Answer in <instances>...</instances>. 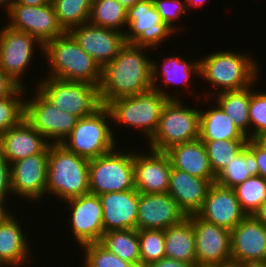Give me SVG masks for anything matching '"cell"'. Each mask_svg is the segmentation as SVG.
Returning <instances> with one entry per match:
<instances>
[{
  "mask_svg": "<svg viewBox=\"0 0 266 267\" xmlns=\"http://www.w3.org/2000/svg\"><path fill=\"white\" fill-rule=\"evenodd\" d=\"M147 49L150 48L126 43L116 58L102 68L99 85L102 106L153 89L152 59L143 53Z\"/></svg>",
  "mask_w": 266,
  "mask_h": 267,
  "instance_id": "obj_1",
  "label": "cell"
},
{
  "mask_svg": "<svg viewBox=\"0 0 266 267\" xmlns=\"http://www.w3.org/2000/svg\"><path fill=\"white\" fill-rule=\"evenodd\" d=\"M43 53L51 72L45 77L100 85L102 68L69 32L47 42Z\"/></svg>",
  "mask_w": 266,
  "mask_h": 267,
  "instance_id": "obj_2",
  "label": "cell"
},
{
  "mask_svg": "<svg viewBox=\"0 0 266 267\" xmlns=\"http://www.w3.org/2000/svg\"><path fill=\"white\" fill-rule=\"evenodd\" d=\"M251 54L232 51H216L202 59L200 63V77L207 80L210 85L220 89L216 92L240 90L256 84L259 67Z\"/></svg>",
  "mask_w": 266,
  "mask_h": 267,
  "instance_id": "obj_3",
  "label": "cell"
},
{
  "mask_svg": "<svg viewBox=\"0 0 266 267\" xmlns=\"http://www.w3.org/2000/svg\"><path fill=\"white\" fill-rule=\"evenodd\" d=\"M46 193L60 200L89 193V160L68 151L62 144H50Z\"/></svg>",
  "mask_w": 266,
  "mask_h": 267,
  "instance_id": "obj_4",
  "label": "cell"
},
{
  "mask_svg": "<svg viewBox=\"0 0 266 267\" xmlns=\"http://www.w3.org/2000/svg\"><path fill=\"white\" fill-rule=\"evenodd\" d=\"M111 113L102 106L93 115L80 118L71 133L60 143L68 151L87 160L95 159L116 148V140L110 127Z\"/></svg>",
  "mask_w": 266,
  "mask_h": 267,
  "instance_id": "obj_5",
  "label": "cell"
},
{
  "mask_svg": "<svg viewBox=\"0 0 266 267\" xmlns=\"http://www.w3.org/2000/svg\"><path fill=\"white\" fill-rule=\"evenodd\" d=\"M200 110L183 105L180 99L165 104L154 135L147 141L149 148L165 152L170 147L199 139Z\"/></svg>",
  "mask_w": 266,
  "mask_h": 267,
  "instance_id": "obj_6",
  "label": "cell"
},
{
  "mask_svg": "<svg viewBox=\"0 0 266 267\" xmlns=\"http://www.w3.org/2000/svg\"><path fill=\"white\" fill-rule=\"evenodd\" d=\"M168 100L160 92L151 89L113 100L106 107L112 116L110 121L129 128L135 127L144 133L148 141L156 132L162 110Z\"/></svg>",
  "mask_w": 266,
  "mask_h": 267,
  "instance_id": "obj_7",
  "label": "cell"
},
{
  "mask_svg": "<svg viewBox=\"0 0 266 267\" xmlns=\"http://www.w3.org/2000/svg\"><path fill=\"white\" fill-rule=\"evenodd\" d=\"M37 89L52 105L76 117L93 115L102 107L99 86L86 82L64 81L44 77Z\"/></svg>",
  "mask_w": 266,
  "mask_h": 267,
  "instance_id": "obj_8",
  "label": "cell"
},
{
  "mask_svg": "<svg viewBox=\"0 0 266 267\" xmlns=\"http://www.w3.org/2000/svg\"><path fill=\"white\" fill-rule=\"evenodd\" d=\"M122 152L114 148L89 160V193L99 196L135 189L133 153Z\"/></svg>",
  "mask_w": 266,
  "mask_h": 267,
  "instance_id": "obj_9",
  "label": "cell"
},
{
  "mask_svg": "<svg viewBox=\"0 0 266 267\" xmlns=\"http://www.w3.org/2000/svg\"><path fill=\"white\" fill-rule=\"evenodd\" d=\"M127 27L125 42L150 50L175 33L161 20L152 0H142L127 9Z\"/></svg>",
  "mask_w": 266,
  "mask_h": 267,
  "instance_id": "obj_10",
  "label": "cell"
},
{
  "mask_svg": "<svg viewBox=\"0 0 266 267\" xmlns=\"http://www.w3.org/2000/svg\"><path fill=\"white\" fill-rule=\"evenodd\" d=\"M34 90H36L35 96L25 99L24 118L42 136L49 139L48 142L60 144L71 133L79 118L59 110L37 89Z\"/></svg>",
  "mask_w": 266,
  "mask_h": 267,
  "instance_id": "obj_11",
  "label": "cell"
},
{
  "mask_svg": "<svg viewBox=\"0 0 266 267\" xmlns=\"http://www.w3.org/2000/svg\"><path fill=\"white\" fill-rule=\"evenodd\" d=\"M3 27L0 30V68L21 87H26L23 73L34 59L35 47L44 52V45L26 32L16 31L7 25Z\"/></svg>",
  "mask_w": 266,
  "mask_h": 267,
  "instance_id": "obj_12",
  "label": "cell"
},
{
  "mask_svg": "<svg viewBox=\"0 0 266 267\" xmlns=\"http://www.w3.org/2000/svg\"><path fill=\"white\" fill-rule=\"evenodd\" d=\"M7 15L10 21L7 26L32 35L43 45L65 33L52 3L39 6L11 4Z\"/></svg>",
  "mask_w": 266,
  "mask_h": 267,
  "instance_id": "obj_13",
  "label": "cell"
},
{
  "mask_svg": "<svg viewBox=\"0 0 266 267\" xmlns=\"http://www.w3.org/2000/svg\"><path fill=\"white\" fill-rule=\"evenodd\" d=\"M196 265L221 266L232 263L231 230L192 215Z\"/></svg>",
  "mask_w": 266,
  "mask_h": 267,
  "instance_id": "obj_14",
  "label": "cell"
},
{
  "mask_svg": "<svg viewBox=\"0 0 266 267\" xmlns=\"http://www.w3.org/2000/svg\"><path fill=\"white\" fill-rule=\"evenodd\" d=\"M231 258L237 265H266V226L253 215L231 230Z\"/></svg>",
  "mask_w": 266,
  "mask_h": 267,
  "instance_id": "obj_15",
  "label": "cell"
},
{
  "mask_svg": "<svg viewBox=\"0 0 266 267\" xmlns=\"http://www.w3.org/2000/svg\"><path fill=\"white\" fill-rule=\"evenodd\" d=\"M71 209L70 230L79 246L100 242L103 234V209L100 197L84 194L65 201Z\"/></svg>",
  "mask_w": 266,
  "mask_h": 267,
  "instance_id": "obj_16",
  "label": "cell"
},
{
  "mask_svg": "<svg viewBox=\"0 0 266 267\" xmlns=\"http://www.w3.org/2000/svg\"><path fill=\"white\" fill-rule=\"evenodd\" d=\"M49 146L39 154L11 163V188L21 199L40 200L46 194Z\"/></svg>",
  "mask_w": 266,
  "mask_h": 267,
  "instance_id": "obj_17",
  "label": "cell"
},
{
  "mask_svg": "<svg viewBox=\"0 0 266 267\" xmlns=\"http://www.w3.org/2000/svg\"><path fill=\"white\" fill-rule=\"evenodd\" d=\"M69 33L101 68L113 61L126 44L123 31L94 26L89 22L74 27Z\"/></svg>",
  "mask_w": 266,
  "mask_h": 267,
  "instance_id": "obj_18",
  "label": "cell"
},
{
  "mask_svg": "<svg viewBox=\"0 0 266 267\" xmlns=\"http://www.w3.org/2000/svg\"><path fill=\"white\" fill-rule=\"evenodd\" d=\"M187 216L166 193H139L137 230H165Z\"/></svg>",
  "mask_w": 266,
  "mask_h": 267,
  "instance_id": "obj_19",
  "label": "cell"
},
{
  "mask_svg": "<svg viewBox=\"0 0 266 267\" xmlns=\"http://www.w3.org/2000/svg\"><path fill=\"white\" fill-rule=\"evenodd\" d=\"M148 152H133L135 189L139 193H166L172 170L170 159L165 152Z\"/></svg>",
  "mask_w": 266,
  "mask_h": 267,
  "instance_id": "obj_20",
  "label": "cell"
},
{
  "mask_svg": "<svg viewBox=\"0 0 266 267\" xmlns=\"http://www.w3.org/2000/svg\"><path fill=\"white\" fill-rule=\"evenodd\" d=\"M197 215L210 223L232 230L247 215L241 208L233 188L212 183Z\"/></svg>",
  "mask_w": 266,
  "mask_h": 267,
  "instance_id": "obj_21",
  "label": "cell"
},
{
  "mask_svg": "<svg viewBox=\"0 0 266 267\" xmlns=\"http://www.w3.org/2000/svg\"><path fill=\"white\" fill-rule=\"evenodd\" d=\"M25 118L0 135V153L11 164L42 153L51 143Z\"/></svg>",
  "mask_w": 266,
  "mask_h": 267,
  "instance_id": "obj_22",
  "label": "cell"
},
{
  "mask_svg": "<svg viewBox=\"0 0 266 267\" xmlns=\"http://www.w3.org/2000/svg\"><path fill=\"white\" fill-rule=\"evenodd\" d=\"M103 209L104 233L137 229L139 192L136 189L99 195Z\"/></svg>",
  "mask_w": 266,
  "mask_h": 267,
  "instance_id": "obj_23",
  "label": "cell"
},
{
  "mask_svg": "<svg viewBox=\"0 0 266 267\" xmlns=\"http://www.w3.org/2000/svg\"><path fill=\"white\" fill-rule=\"evenodd\" d=\"M9 210L0 214V266L22 267L31 258L30 244L20 223Z\"/></svg>",
  "mask_w": 266,
  "mask_h": 267,
  "instance_id": "obj_24",
  "label": "cell"
},
{
  "mask_svg": "<svg viewBox=\"0 0 266 267\" xmlns=\"http://www.w3.org/2000/svg\"><path fill=\"white\" fill-rule=\"evenodd\" d=\"M211 183L207 179L192 176L172 168L168 194L176 201L186 216L197 214L203 206Z\"/></svg>",
  "mask_w": 266,
  "mask_h": 267,
  "instance_id": "obj_25",
  "label": "cell"
},
{
  "mask_svg": "<svg viewBox=\"0 0 266 267\" xmlns=\"http://www.w3.org/2000/svg\"><path fill=\"white\" fill-rule=\"evenodd\" d=\"M172 168L189 173L192 176L207 179L215 183L205 144L200 139L174 145L165 151Z\"/></svg>",
  "mask_w": 266,
  "mask_h": 267,
  "instance_id": "obj_26",
  "label": "cell"
},
{
  "mask_svg": "<svg viewBox=\"0 0 266 267\" xmlns=\"http://www.w3.org/2000/svg\"><path fill=\"white\" fill-rule=\"evenodd\" d=\"M183 57L178 56H169L166 59H164L163 64H156V59L152 60V85L153 89L155 91L160 92L163 94V96L167 97L168 99H179V97H176L174 95H170L167 93L165 90L162 89L160 82H159V87H158V81L160 79L158 78L159 76L161 79L163 78V81L165 83V86L167 87L168 85L172 84H184L189 87L192 83L190 82V77L191 74L193 73L194 76L195 74L198 76L200 75V63L199 59L193 60V62L190 60L188 62L185 59H182ZM197 60V61H196ZM159 65V66H158ZM161 67V72L160 68ZM162 74V75H160ZM172 83V84H171ZM166 92V93H165ZM174 96V97H173Z\"/></svg>",
  "mask_w": 266,
  "mask_h": 267,
  "instance_id": "obj_27",
  "label": "cell"
},
{
  "mask_svg": "<svg viewBox=\"0 0 266 267\" xmlns=\"http://www.w3.org/2000/svg\"><path fill=\"white\" fill-rule=\"evenodd\" d=\"M165 257L196 266L195 233L192 215L164 230Z\"/></svg>",
  "mask_w": 266,
  "mask_h": 267,
  "instance_id": "obj_28",
  "label": "cell"
},
{
  "mask_svg": "<svg viewBox=\"0 0 266 267\" xmlns=\"http://www.w3.org/2000/svg\"><path fill=\"white\" fill-rule=\"evenodd\" d=\"M200 110L199 139L200 140H234L248 139L227 116L222 108Z\"/></svg>",
  "mask_w": 266,
  "mask_h": 267,
  "instance_id": "obj_29",
  "label": "cell"
},
{
  "mask_svg": "<svg viewBox=\"0 0 266 267\" xmlns=\"http://www.w3.org/2000/svg\"><path fill=\"white\" fill-rule=\"evenodd\" d=\"M216 102L235 126L250 139V86L240 90L216 93Z\"/></svg>",
  "mask_w": 266,
  "mask_h": 267,
  "instance_id": "obj_30",
  "label": "cell"
},
{
  "mask_svg": "<svg viewBox=\"0 0 266 267\" xmlns=\"http://www.w3.org/2000/svg\"><path fill=\"white\" fill-rule=\"evenodd\" d=\"M109 252L131 264L141 263L140 242L137 229L105 232L99 242Z\"/></svg>",
  "mask_w": 266,
  "mask_h": 267,
  "instance_id": "obj_31",
  "label": "cell"
},
{
  "mask_svg": "<svg viewBox=\"0 0 266 267\" xmlns=\"http://www.w3.org/2000/svg\"><path fill=\"white\" fill-rule=\"evenodd\" d=\"M258 175V165L255 155L245 146L236 157L227 164L216 176L215 183L234 188L245 182L248 178Z\"/></svg>",
  "mask_w": 266,
  "mask_h": 267,
  "instance_id": "obj_32",
  "label": "cell"
},
{
  "mask_svg": "<svg viewBox=\"0 0 266 267\" xmlns=\"http://www.w3.org/2000/svg\"><path fill=\"white\" fill-rule=\"evenodd\" d=\"M89 23L117 31L127 26V9L117 0H93Z\"/></svg>",
  "mask_w": 266,
  "mask_h": 267,
  "instance_id": "obj_33",
  "label": "cell"
},
{
  "mask_svg": "<svg viewBox=\"0 0 266 267\" xmlns=\"http://www.w3.org/2000/svg\"><path fill=\"white\" fill-rule=\"evenodd\" d=\"M93 0H52L60 26L65 32L88 23Z\"/></svg>",
  "mask_w": 266,
  "mask_h": 267,
  "instance_id": "obj_34",
  "label": "cell"
},
{
  "mask_svg": "<svg viewBox=\"0 0 266 267\" xmlns=\"http://www.w3.org/2000/svg\"><path fill=\"white\" fill-rule=\"evenodd\" d=\"M201 141L205 144L211 170L217 176L245 148L248 139Z\"/></svg>",
  "mask_w": 266,
  "mask_h": 267,
  "instance_id": "obj_35",
  "label": "cell"
},
{
  "mask_svg": "<svg viewBox=\"0 0 266 267\" xmlns=\"http://www.w3.org/2000/svg\"><path fill=\"white\" fill-rule=\"evenodd\" d=\"M233 189L247 216H252L266 199V179L262 176H252Z\"/></svg>",
  "mask_w": 266,
  "mask_h": 267,
  "instance_id": "obj_36",
  "label": "cell"
},
{
  "mask_svg": "<svg viewBox=\"0 0 266 267\" xmlns=\"http://www.w3.org/2000/svg\"><path fill=\"white\" fill-rule=\"evenodd\" d=\"M25 90L20 86L12 95L0 98V135L24 119Z\"/></svg>",
  "mask_w": 266,
  "mask_h": 267,
  "instance_id": "obj_37",
  "label": "cell"
},
{
  "mask_svg": "<svg viewBox=\"0 0 266 267\" xmlns=\"http://www.w3.org/2000/svg\"><path fill=\"white\" fill-rule=\"evenodd\" d=\"M141 263L150 265L165 257L164 230H138Z\"/></svg>",
  "mask_w": 266,
  "mask_h": 267,
  "instance_id": "obj_38",
  "label": "cell"
},
{
  "mask_svg": "<svg viewBox=\"0 0 266 267\" xmlns=\"http://www.w3.org/2000/svg\"><path fill=\"white\" fill-rule=\"evenodd\" d=\"M85 252L84 267H130L132 264L109 252L99 242L81 246Z\"/></svg>",
  "mask_w": 266,
  "mask_h": 267,
  "instance_id": "obj_39",
  "label": "cell"
},
{
  "mask_svg": "<svg viewBox=\"0 0 266 267\" xmlns=\"http://www.w3.org/2000/svg\"><path fill=\"white\" fill-rule=\"evenodd\" d=\"M250 86L249 121L250 139L266 132V92H255ZM252 88V89H251Z\"/></svg>",
  "mask_w": 266,
  "mask_h": 267,
  "instance_id": "obj_40",
  "label": "cell"
},
{
  "mask_svg": "<svg viewBox=\"0 0 266 267\" xmlns=\"http://www.w3.org/2000/svg\"><path fill=\"white\" fill-rule=\"evenodd\" d=\"M156 11L161 17V20L171 29L173 32H178V26L174 25V22L181 19L182 14L186 11V4L182 0H152ZM173 21V22H172Z\"/></svg>",
  "mask_w": 266,
  "mask_h": 267,
  "instance_id": "obj_41",
  "label": "cell"
},
{
  "mask_svg": "<svg viewBox=\"0 0 266 267\" xmlns=\"http://www.w3.org/2000/svg\"><path fill=\"white\" fill-rule=\"evenodd\" d=\"M12 193L11 188V164L0 153V205L6 210V197Z\"/></svg>",
  "mask_w": 266,
  "mask_h": 267,
  "instance_id": "obj_42",
  "label": "cell"
},
{
  "mask_svg": "<svg viewBox=\"0 0 266 267\" xmlns=\"http://www.w3.org/2000/svg\"><path fill=\"white\" fill-rule=\"evenodd\" d=\"M246 147L255 155L258 165V176L266 179V150L254 139H248Z\"/></svg>",
  "mask_w": 266,
  "mask_h": 267,
  "instance_id": "obj_43",
  "label": "cell"
},
{
  "mask_svg": "<svg viewBox=\"0 0 266 267\" xmlns=\"http://www.w3.org/2000/svg\"><path fill=\"white\" fill-rule=\"evenodd\" d=\"M20 85L0 68V98L12 95Z\"/></svg>",
  "mask_w": 266,
  "mask_h": 267,
  "instance_id": "obj_44",
  "label": "cell"
},
{
  "mask_svg": "<svg viewBox=\"0 0 266 267\" xmlns=\"http://www.w3.org/2000/svg\"><path fill=\"white\" fill-rule=\"evenodd\" d=\"M150 267H194L193 264L183 262V261H177L172 258L164 257L158 261L152 262Z\"/></svg>",
  "mask_w": 266,
  "mask_h": 267,
  "instance_id": "obj_45",
  "label": "cell"
},
{
  "mask_svg": "<svg viewBox=\"0 0 266 267\" xmlns=\"http://www.w3.org/2000/svg\"><path fill=\"white\" fill-rule=\"evenodd\" d=\"M51 2L52 0H14L12 4L39 6V5H46Z\"/></svg>",
  "mask_w": 266,
  "mask_h": 267,
  "instance_id": "obj_46",
  "label": "cell"
},
{
  "mask_svg": "<svg viewBox=\"0 0 266 267\" xmlns=\"http://www.w3.org/2000/svg\"><path fill=\"white\" fill-rule=\"evenodd\" d=\"M253 216L266 226V199L253 214Z\"/></svg>",
  "mask_w": 266,
  "mask_h": 267,
  "instance_id": "obj_47",
  "label": "cell"
},
{
  "mask_svg": "<svg viewBox=\"0 0 266 267\" xmlns=\"http://www.w3.org/2000/svg\"><path fill=\"white\" fill-rule=\"evenodd\" d=\"M184 1L187 2L186 3V8H188V9H186V10H189L190 5L193 8H194V6H195V8L196 7L199 8V7H202L204 5V3L206 5V2H207V0H184Z\"/></svg>",
  "mask_w": 266,
  "mask_h": 267,
  "instance_id": "obj_48",
  "label": "cell"
},
{
  "mask_svg": "<svg viewBox=\"0 0 266 267\" xmlns=\"http://www.w3.org/2000/svg\"><path fill=\"white\" fill-rule=\"evenodd\" d=\"M254 140L266 150V132L260 134Z\"/></svg>",
  "mask_w": 266,
  "mask_h": 267,
  "instance_id": "obj_49",
  "label": "cell"
},
{
  "mask_svg": "<svg viewBox=\"0 0 266 267\" xmlns=\"http://www.w3.org/2000/svg\"><path fill=\"white\" fill-rule=\"evenodd\" d=\"M119 3H121L126 9L129 7L134 6L137 2H140L142 0H117Z\"/></svg>",
  "mask_w": 266,
  "mask_h": 267,
  "instance_id": "obj_50",
  "label": "cell"
},
{
  "mask_svg": "<svg viewBox=\"0 0 266 267\" xmlns=\"http://www.w3.org/2000/svg\"><path fill=\"white\" fill-rule=\"evenodd\" d=\"M13 1H14V0H0V7H1L2 5H4L3 8L6 7L5 10H6V12L8 13L9 8H10V5L12 4Z\"/></svg>",
  "mask_w": 266,
  "mask_h": 267,
  "instance_id": "obj_51",
  "label": "cell"
},
{
  "mask_svg": "<svg viewBox=\"0 0 266 267\" xmlns=\"http://www.w3.org/2000/svg\"><path fill=\"white\" fill-rule=\"evenodd\" d=\"M215 267H244V265H237V264L231 263V264L215 266Z\"/></svg>",
  "mask_w": 266,
  "mask_h": 267,
  "instance_id": "obj_52",
  "label": "cell"
},
{
  "mask_svg": "<svg viewBox=\"0 0 266 267\" xmlns=\"http://www.w3.org/2000/svg\"><path fill=\"white\" fill-rule=\"evenodd\" d=\"M130 267H150V266L144 263H137V264H132Z\"/></svg>",
  "mask_w": 266,
  "mask_h": 267,
  "instance_id": "obj_53",
  "label": "cell"
},
{
  "mask_svg": "<svg viewBox=\"0 0 266 267\" xmlns=\"http://www.w3.org/2000/svg\"><path fill=\"white\" fill-rule=\"evenodd\" d=\"M244 267H266V265H244Z\"/></svg>",
  "mask_w": 266,
  "mask_h": 267,
  "instance_id": "obj_54",
  "label": "cell"
},
{
  "mask_svg": "<svg viewBox=\"0 0 266 267\" xmlns=\"http://www.w3.org/2000/svg\"><path fill=\"white\" fill-rule=\"evenodd\" d=\"M194 267H215V266H204V265H196Z\"/></svg>",
  "mask_w": 266,
  "mask_h": 267,
  "instance_id": "obj_55",
  "label": "cell"
},
{
  "mask_svg": "<svg viewBox=\"0 0 266 267\" xmlns=\"http://www.w3.org/2000/svg\"><path fill=\"white\" fill-rule=\"evenodd\" d=\"M5 209L0 205V214L4 211Z\"/></svg>",
  "mask_w": 266,
  "mask_h": 267,
  "instance_id": "obj_56",
  "label": "cell"
}]
</instances>
